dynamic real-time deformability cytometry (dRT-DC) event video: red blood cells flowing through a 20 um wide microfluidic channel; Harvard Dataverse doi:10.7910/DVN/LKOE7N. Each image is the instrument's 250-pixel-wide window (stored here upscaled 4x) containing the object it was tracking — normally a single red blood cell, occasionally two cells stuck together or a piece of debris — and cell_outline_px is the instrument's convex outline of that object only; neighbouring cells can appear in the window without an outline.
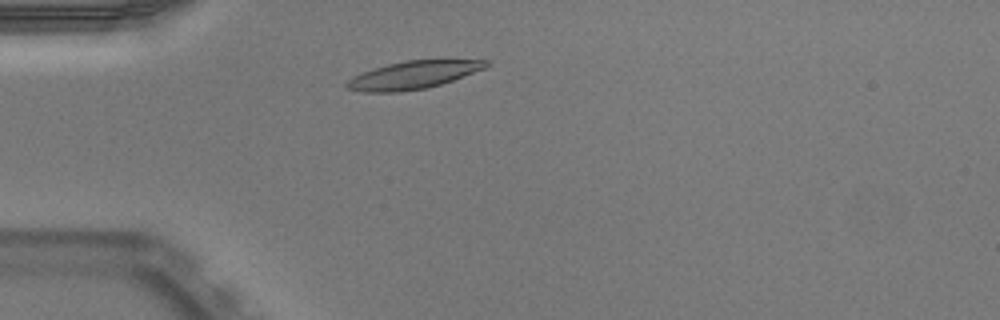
{"species": "Egyptian fruit bat (a non-hibernating species)", "species_latin": "Rousettus aegyptiacus", "temperature_condition": "warm", "stored_images_in_passage": 40, "camera_frame_rate_fps": 3000, "um_per_image_px": 0.085, "animal": {"sex": "male"}, "frame": {"image": 1, "passage_image": 3, "time_ms": 0.667, "image_size_px": [1000, 320], "cell_outline_px": [[492, 64], [484, 68], [452, 80], [428, 88], [400, 92], [364, 92], [344, 88], [344, 84], [352, 76], [372, 68], [404, 60], [488, 60]], "centroid_in_image_um": [35.06, 6.38], "position_along_channel_um": 49.9, "area_um2": 22.6}}
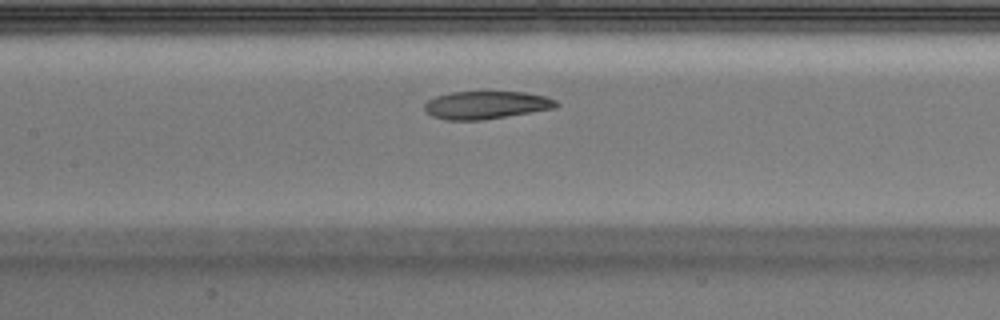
{"frame": {"image": 2, "passage_image": 13, "time_ms": 4.0, "image_size_px": [1000, 320], "cell_outline_px": [[560, 104], [556, 108], [480, 120], [448, 120], [432, 116], [424, 108], [424, 104], [428, 100], [436, 96], [452, 92], [524, 92], [544, 96], [556, 100]], "centroid_in_image_um": [41.33, 8.92], "position_along_channel_um": 166.1, "area_um2": 21.15}}
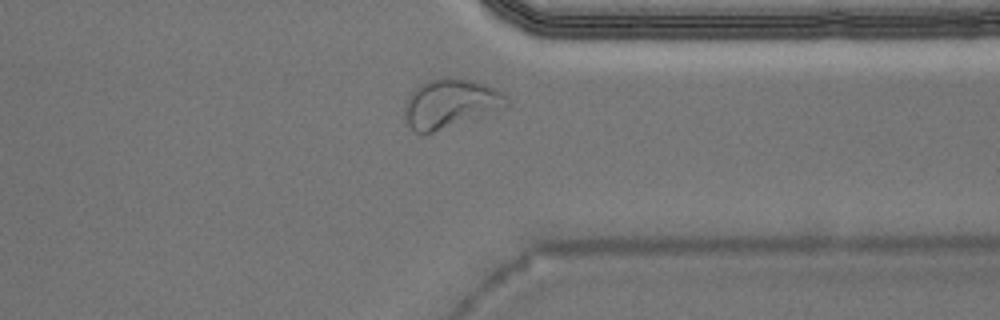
{"frame": {"image": 3, "passage_image": 29, "time_ms": 9.333, "image_size_px": [1000, 320], "cell_outline_px": [[512, 104], [508, 108], [424, 136], [416, 132], [408, 124], [404, 116], [404, 104], [408, 96], [420, 84], [428, 80], [444, 76], [456, 76], [484, 84], [496, 88], [504, 92], [508, 96]], "centroid_in_image_um": [38.34, 8.81], "position_along_channel_um": 373.1, "area_um2": 30.23}, "authors_computed_cell_mechanics": {"area_um2": 23.2067, "velocity_mm_per_s": 3.9153, "shape_relaxation_time_tau1_ms": null, "shape_relaxation_time_tau2_ms": 4.7748, "deformation_change_tau1": null, "deformation_change_tau2": 0.0951}}